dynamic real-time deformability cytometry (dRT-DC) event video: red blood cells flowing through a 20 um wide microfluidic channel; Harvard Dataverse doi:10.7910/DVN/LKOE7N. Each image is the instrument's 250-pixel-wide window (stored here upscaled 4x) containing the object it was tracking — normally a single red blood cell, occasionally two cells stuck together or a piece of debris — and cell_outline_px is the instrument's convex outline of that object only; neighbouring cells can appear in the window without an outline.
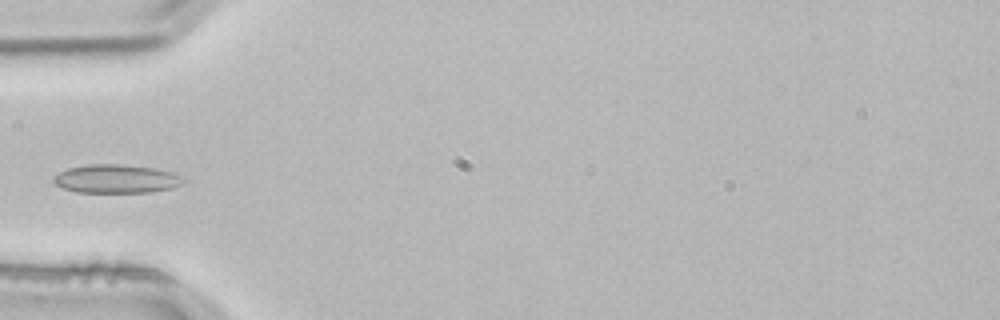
{"species": "common noctule bat (a hibernating species)", "species_latin": "Nyctalus noctula", "temperature_condition": "room temperature", "stored_images_in_passage": 2, "camera_frame_rate_fps": 3000, "um_per_image_px": 0.085, "animal": {"sex": "male", "body_mass_g": 21.5, "forearm_length_mm": 52.0}, "frame": {"image": 1, "passage_image": 2, "time_ms": 0.333, "image_size_px": [1000, 320], "cell_outline_px": [[184, 180], [180, 184], [172, 188], [152, 192], [76, 192], [64, 188], [56, 184], [52, 180], [52, 176], [68, 168], [88, 164], [124, 164], [156, 168], [172, 172], [184, 176]], "centroid_in_image_um": [9.89, 15.19], "position_along_channel_um": 75.1, "area_um2": 21.73}}